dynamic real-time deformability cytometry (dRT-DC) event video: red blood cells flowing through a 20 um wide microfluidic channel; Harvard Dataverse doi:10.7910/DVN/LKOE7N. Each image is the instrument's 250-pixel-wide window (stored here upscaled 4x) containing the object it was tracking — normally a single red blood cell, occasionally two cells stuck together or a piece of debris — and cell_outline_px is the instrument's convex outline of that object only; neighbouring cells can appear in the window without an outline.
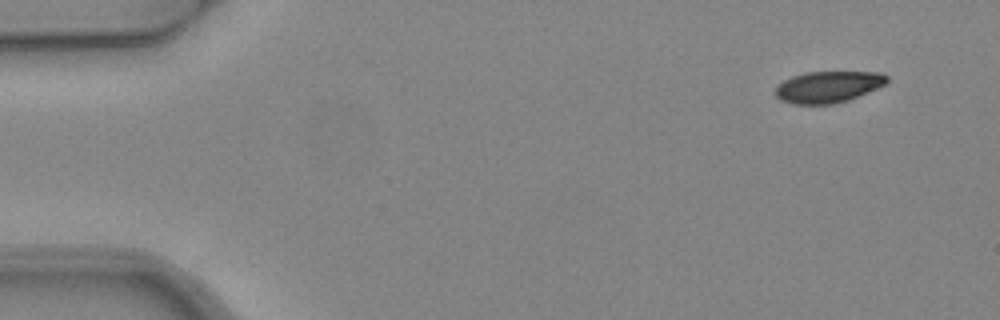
{"species": "common noctule bat (a hibernating species)", "species_latin": "Nyctalus noctula", "temperature_condition": "warm", "stored_images_in_passage": 3, "camera_frame_rate_fps": 3000, "um_per_image_px": 0.085, "animal": {"sex": "female", "body_mass_g": 24.6, "forearm_length_mm": 56.2}, "frame": {"image": 1, "passage_image": 3, "time_ms": 0.667, "image_size_px": [1000, 320], "cell_outline_px": [[888, 80], [884, 84], [876, 88], [848, 100], [832, 104], [792, 104], [780, 100], [772, 92], [784, 80], [792, 76], [804, 72], [880, 72], [888, 76]], "centroid_in_image_um": [70.34, 7.38], "position_along_channel_um": 14.7, "area_um2": 20.4}}